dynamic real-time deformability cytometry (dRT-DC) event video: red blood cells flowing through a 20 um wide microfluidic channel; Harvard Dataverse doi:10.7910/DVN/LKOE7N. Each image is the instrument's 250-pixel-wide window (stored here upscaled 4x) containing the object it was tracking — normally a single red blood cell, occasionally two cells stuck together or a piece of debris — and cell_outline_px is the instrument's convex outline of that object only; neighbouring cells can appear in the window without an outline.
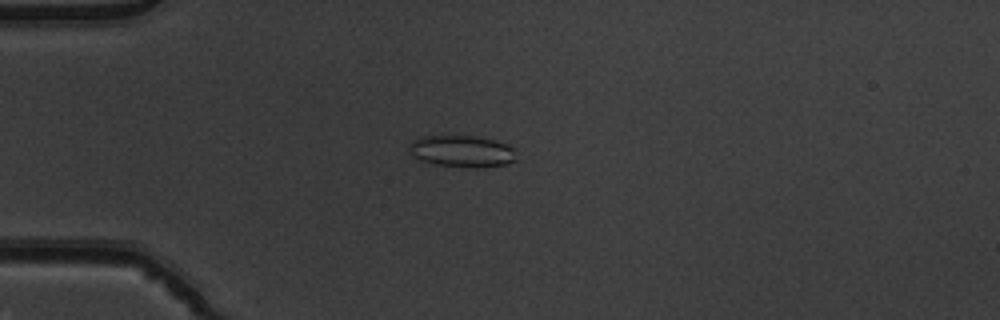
{"species": "common noctule bat (a hibernating species)", "species_latin": "Nyctalus noctula", "temperature_condition": "warm", "stored_images_in_passage": 53, "camera_frame_rate_fps": 3000, "um_per_image_px": 0.085, "animal": {"sex": "male", "body_mass_g": 19.5, "forearm_length_mm": 54.6}, "frame": {"image": 1, "passage_image": 15, "time_ms": 4.667, "image_size_px": [1000, 320], "cell_outline_px": [[520, 160], [504, 164], [476, 168], [436, 164], [420, 160], [408, 148], [408, 144], [412, 140], [420, 136], [476, 136], [492, 140], [516, 148]], "centroid_in_image_um": [39.32, 12.85], "position_along_channel_um": 45.7, "area_um2": 19.88}}
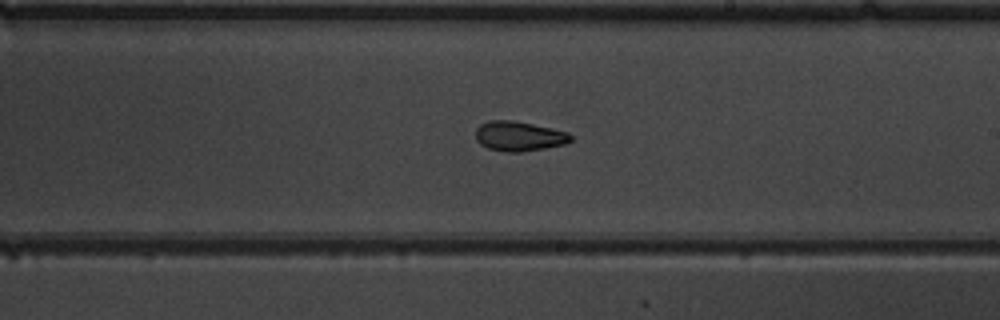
{"frame": {"image": 2, "passage_image": 32, "time_ms": 10.333, "image_size_px": [1000, 320], "cell_outline_px": [[572, 140], [568, 144], [520, 152], [504, 152], [488, 148], [480, 144], [476, 140], [476, 128], [480, 124], [488, 120], [512, 120], [532, 124], [568, 132], [572, 136]], "centroid_in_image_um": [44.11, 11.58], "position_along_channel_um": 244.9, "area_um2": 16.59}}
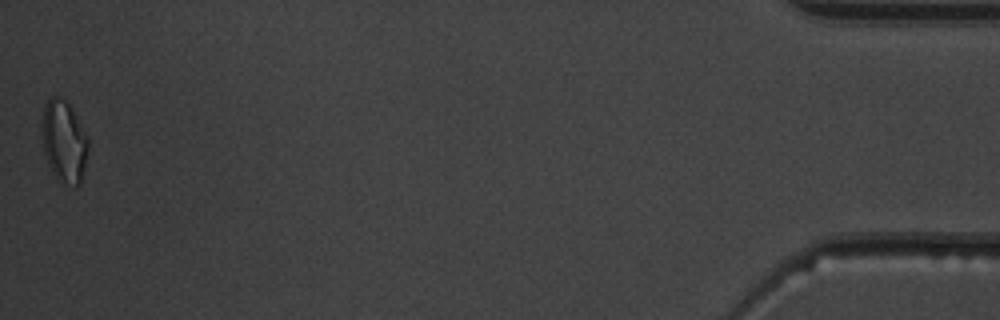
{"frame": {"image": 3, "passage_image": 53, "time_ms": 17.333, "image_size_px": [1000, 320], "cell_outline_px": [[88, 148], [80, 184], [76, 188], [60, 184], [52, 172], [48, 164], [44, 152], [40, 124], [44, 104], [52, 96], [56, 96], [64, 100], [68, 104], [76, 116], [88, 140]], "centroid_in_image_um": [5.4, 12.07], "position_along_channel_um": 429.8, "area_um2": 22.25}, "authors_computed_cell_mechanics": {"area_um2": 17.918, "velocity_mm_per_s": 3.9198, "shape_relaxation_time_tau1_ms": 5.7433, "shape_relaxation_time_tau2_ms": 2.6845, "deformation_change_tau1": 0.1333, "deformation_change_tau2": 0.0958}}